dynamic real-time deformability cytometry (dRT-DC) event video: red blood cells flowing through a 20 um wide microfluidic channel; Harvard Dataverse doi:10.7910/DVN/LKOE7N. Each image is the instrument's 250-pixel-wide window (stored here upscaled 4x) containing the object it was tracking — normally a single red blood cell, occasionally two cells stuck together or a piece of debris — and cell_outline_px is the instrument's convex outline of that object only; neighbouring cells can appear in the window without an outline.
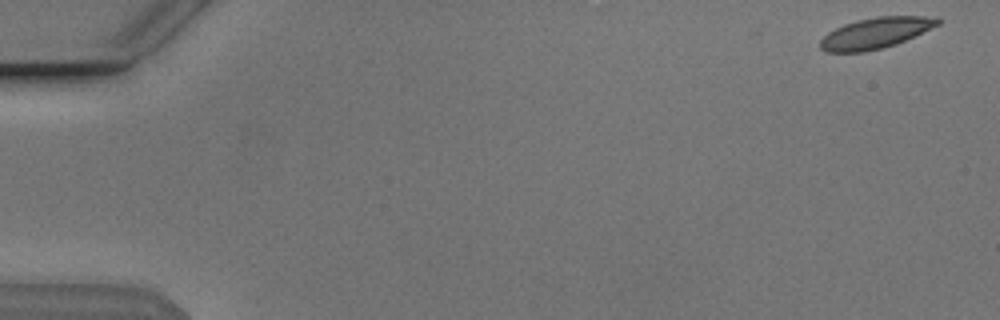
{"species": "Egyptian fruit bat (a non-hibernating species)", "species_latin": "Rousettus aegyptiacus", "temperature_condition": "cold", "stored_images_in_passage": 28, "camera_frame_rate_fps": 3000, "um_per_image_px": 0.085, "animal": {"sex": "male"}, "frame": {"image": 1, "passage_image": 1, "time_ms": 0.0, "image_size_px": [1000, 320], "cell_outline_px": [[940, 24], [896, 44], [864, 52], [828, 52], [820, 48], [820, 40], [828, 32], [844, 24], [856, 20], [876, 16], [940, 16]], "centroid_in_image_um": [74.43, 2.79], "position_along_channel_um": 10.6, "area_um2": 21.1}}
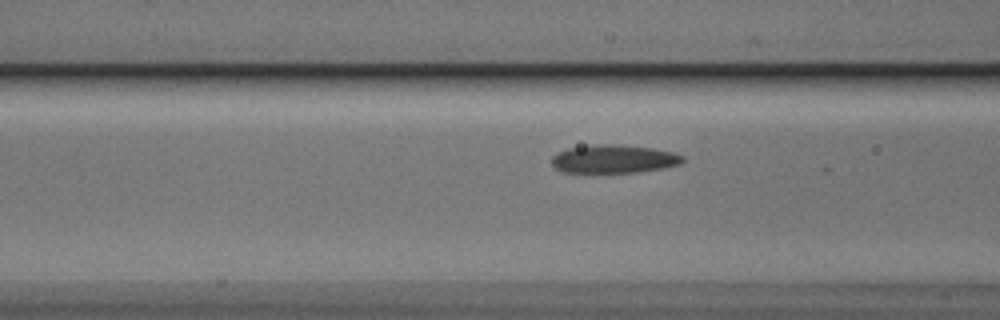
{"frame": {"image": 2, "passage_image": 21, "time_ms": 6.667, "image_size_px": [1000, 320], "cell_outline_px": [[684, 160], [680, 164], [660, 168], [636, 172], [564, 172], [556, 168], [552, 164], [552, 156], [556, 152], [568, 148], [596, 144], [616, 144], [652, 148], [672, 152], [684, 156]], "centroid_in_image_um": [52.15, 13.5], "position_along_channel_um": 114.5, "area_um2": 21.44}}
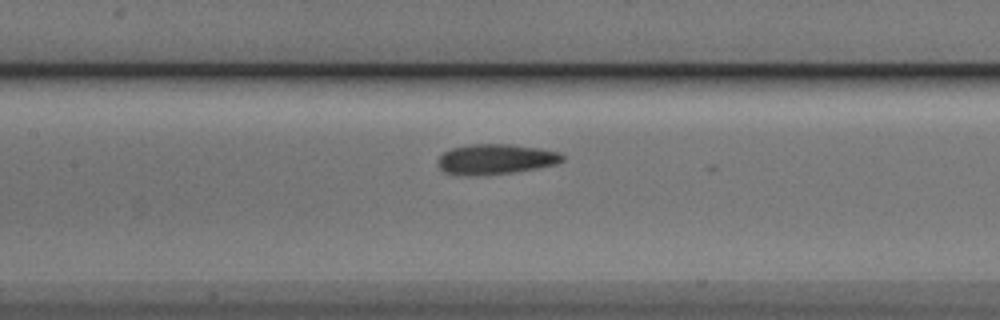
{"frame": {"image": 3, "passage_image": 25, "time_ms": 8.0, "image_size_px": [1000, 320], "cell_outline_px": [[564, 160], [556, 164], [516, 172], [484, 176], [460, 176], [444, 172], [440, 168], [440, 156], [444, 152], [452, 148], [472, 144], [508, 144], [540, 148], [560, 152], [564, 156]], "centroid_in_image_um": [42.15, 13.55], "position_along_channel_um": 165.3, "area_um2": 22.14}}